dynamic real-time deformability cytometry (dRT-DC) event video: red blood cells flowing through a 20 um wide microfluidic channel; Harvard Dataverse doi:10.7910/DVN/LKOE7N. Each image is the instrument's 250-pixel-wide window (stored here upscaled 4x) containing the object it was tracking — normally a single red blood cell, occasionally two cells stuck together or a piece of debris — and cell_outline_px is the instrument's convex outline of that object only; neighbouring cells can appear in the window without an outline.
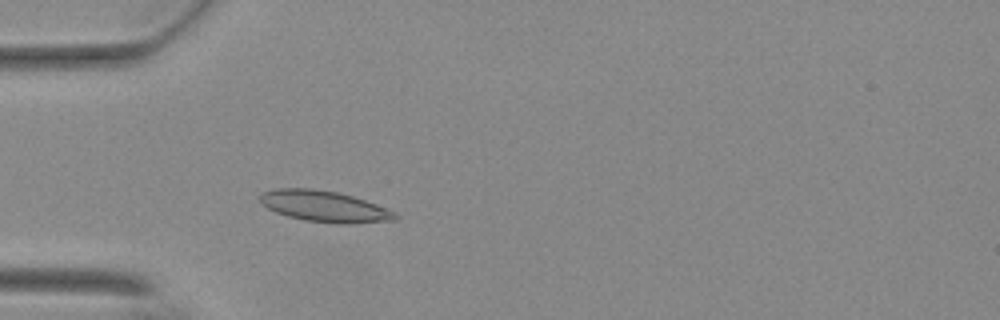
{"species": "Egyptian fruit bat (a non-hibernating species)", "species_latin": "Rousettus aegyptiacus", "temperature_condition": "warm", "stored_images_in_passage": 55, "camera_frame_rate_fps": 3000, "um_per_image_px": 0.085, "animal": {"sex": "female"}, "frame": {"image": 1, "passage_image": 16, "time_ms": 5.0, "image_size_px": [1000, 320], "cell_outline_px": [[400, 216], [396, 220], [352, 224], [336, 224], [304, 220], [288, 216], [276, 212], [260, 204], [256, 200], [256, 196], [272, 188], [312, 188], [336, 192], [352, 196], [376, 204], [396, 212]], "centroid_in_image_um": [27.54, 17.54], "position_along_channel_um": 57.5, "area_um2": 24.91}}
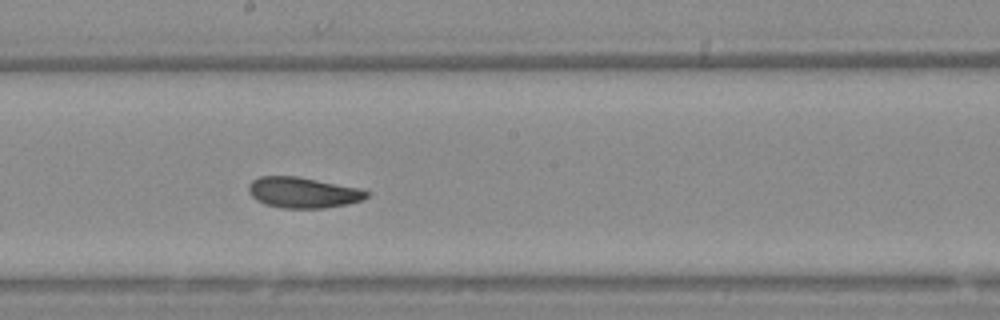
{"frame": {"image": 2, "passage_image": 30, "time_ms": 9.667, "image_size_px": [1000, 320], "cell_outline_px": [[368, 196], [360, 200], [348, 204], [324, 208], [284, 208], [264, 204], [256, 200], [248, 192], [248, 184], [252, 180], [260, 176], [296, 176], [356, 188], [368, 192]], "centroid_in_image_um": [25.68, 16.37], "position_along_channel_um": 222.5, "area_um2": 20.87}}
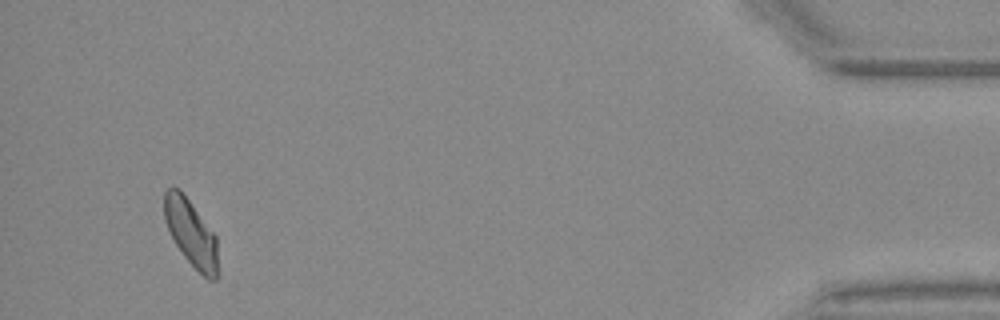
{"frame": {"image": 3, "passage_image": 52, "time_ms": 17.0, "image_size_px": [1000, 320], "cell_outline_px": [[220, 276], [216, 280], [208, 280], [184, 256], [176, 244], [164, 220], [164, 192], [168, 188], [180, 188], [216, 236], [220, 272]], "centroid_in_image_um": [16.28, 19.84], "position_along_channel_um": 418.9, "area_um2": 20.98}, "authors_computed_cell_mechanics": {"area_um2": 21.5594, "velocity_mm_per_s": 3.6683, "shape_relaxation_time_tau1_ms": null, "shape_relaxation_time_tau2_ms": 5.3445, "deformation_change_tau1": null, "deformation_change_tau2": 0.09}}